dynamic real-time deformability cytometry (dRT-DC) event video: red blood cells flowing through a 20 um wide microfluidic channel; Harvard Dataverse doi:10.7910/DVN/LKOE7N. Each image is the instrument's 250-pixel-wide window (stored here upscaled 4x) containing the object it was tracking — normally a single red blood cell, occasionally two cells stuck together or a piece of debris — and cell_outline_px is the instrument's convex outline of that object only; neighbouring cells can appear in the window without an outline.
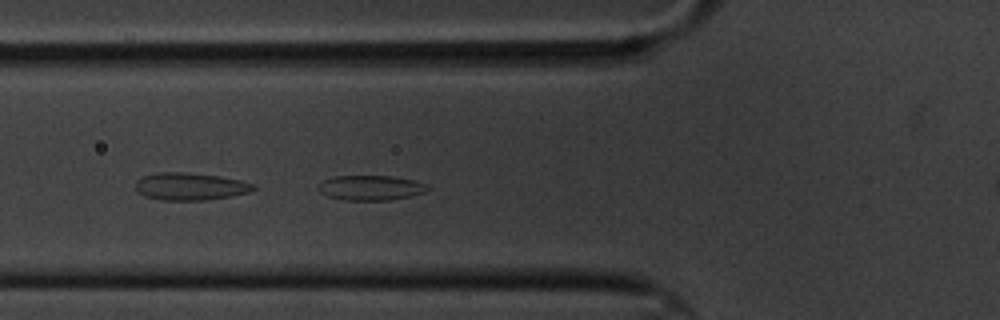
{"species": "common noctule bat (a hibernating species)", "species_latin": "Nyctalus noctula", "temperature_condition": "cold", "stored_images_in_passage": 6, "camera_frame_rate_fps": 3000, "um_per_image_px": 0.085, "animal": {"sex": "male", "body_mass_g": 20.1, "forearm_length_mm": 53.5}, "frame": {"image": 1, "passage_image": 5, "time_ms": 5.333, "image_size_px": [1000, 320], "cell_outline_px": [[428, 188], [424, 192], [392, 200], [344, 200], [328, 196], [320, 192], [316, 188], [324, 180], [332, 176], [392, 176], [416, 180], [428, 184]], "centroid_in_image_um": [31.5, 15.95], "position_along_channel_um": 94.3, "area_um2": 15.9}}